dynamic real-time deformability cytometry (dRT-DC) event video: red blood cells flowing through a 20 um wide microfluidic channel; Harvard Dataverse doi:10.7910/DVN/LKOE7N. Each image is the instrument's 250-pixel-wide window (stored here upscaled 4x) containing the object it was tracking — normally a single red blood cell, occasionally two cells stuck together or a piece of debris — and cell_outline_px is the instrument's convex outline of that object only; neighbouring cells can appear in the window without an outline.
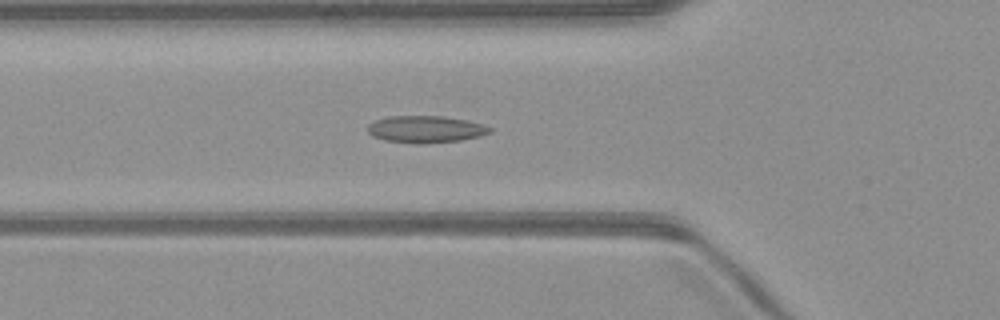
{"species": "common noctule bat (a hibernating species)", "species_latin": "Nyctalus noctula", "temperature_condition": "warm", "stored_images_in_passage": 51, "camera_frame_rate_fps": 3000, "um_per_image_px": 0.085, "animal": {"sex": "male", "body_mass_g": 23.1, "forearm_length_mm": 52.7}, "frame": {"image": 1, "passage_image": 18, "time_ms": 5.667, "image_size_px": [1000, 320], "cell_outline_px": [[492, 132], [480, 136], [460, 140], [424, 144], [416, 144], [384, 140], [372, 136], [368, 132], [368, 124], [376, 120], [388, 116], [444, 116], [484, 124], [492, 128]], "centroid_in_image_um": [36.18, 10.99], "position_along_channel_um": 89.6, "area_um2": 19.31}}
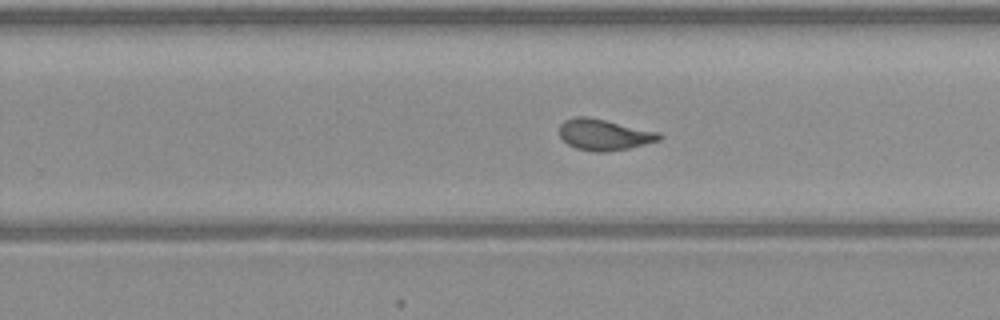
{"frame": {"image": 2, "passage_image": 32, "time_ms": 10.333, "image_size_px": [1000, 320], "cell_outline_px": [[664, 136], [660, 140], [628, 148], [608, 152], [592, 152], [576, 148], [568, 144], [560, 136], [560, 124], [564, 120], [576, 116], [588, 116], [660, 132]], "centroid_in_image_um": [51.36, 11.44], "position_along_channel_um": 278.4, "area_um2": 18.21}}
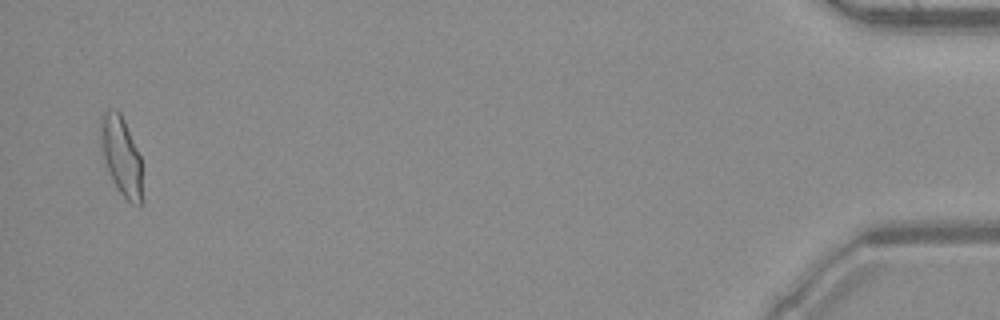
{"frame": {"image": 3, "passage_image": 50, "time_ms": 16.333, "image_size_px": [1000, 320], "cell_outline_px": [[140, 208], [132, 204], [120, 192], [108, 168], [104, 156], [100, 140], [100, 116], [104, 108], [116, 108], [120, 112], [124, 120], [140, 156]], "centroid_in_image_um": [10.27, 13.13], "position_along_channel_um": 424.9, "area_um2": 18.55}, "authors_computed_cell_mechanics": {"area_um2": 18.5538, "velocity_mm_per_s": 4.0404, "shape_relaxation_time_tau1_ms": null, "shape_relaxation_time_tau2_ms": 1.2469, "deformation_change_tau1": null, "deformation_change_tau2": 0.0882}}